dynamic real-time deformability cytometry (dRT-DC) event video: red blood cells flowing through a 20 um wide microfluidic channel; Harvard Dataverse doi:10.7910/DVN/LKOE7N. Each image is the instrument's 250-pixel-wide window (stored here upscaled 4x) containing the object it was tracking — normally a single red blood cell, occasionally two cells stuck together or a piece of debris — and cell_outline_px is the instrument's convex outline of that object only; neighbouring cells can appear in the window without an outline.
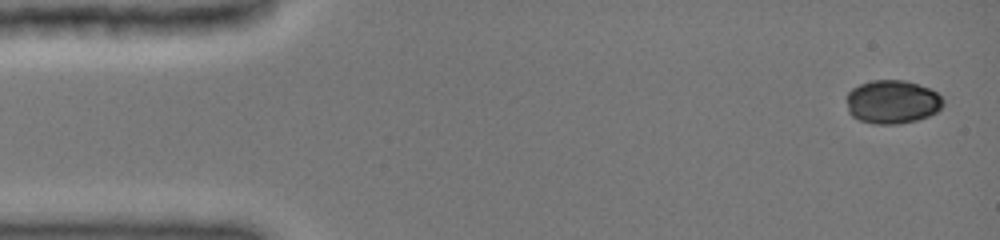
{"species": "common noctule bat (a hibernating species)", "species_latin": "Nyctalus noctula", "temperature_condition": "cold", "stored_images_in_passage": 8, "camera_frame_rate_fps": 3000, "um_per_image_px": 0.085, "animal": {"sex": "female", "body_mass_g": 19.0, "forearm_length_mm": 51.5}, "frame": {"image": 1, "passage_image": 1, "time_ms": 0.0, "image_size_px": [1000, 240], "cell_outline_px": [[944, 104], [936, 112], [928, 116], [916, 120], [900, 124], [876, 124], [860, 120], [852, 116], [848, 112], [848, 92], [852, 88], [860, 84], [872, 80], [904, 80], [928, 88], [936, 92], [944, 100]], "centroid_in_image_um": [75.84, 8.66], "position_along_channel_um": 9.2, "area_um2": 24.39}}
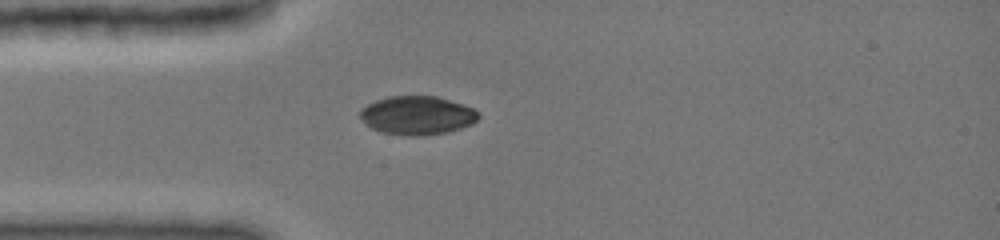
{"frame": {"image": 2, "passage_image": 6, "time_ms": 3.667, "image_size_px": [1000, 240], "cell_outline_px": [[480, 116], [472, 124], [460, 128], [444, 132], [416, 136], [408, 136], [384, 132], [372, 128], [360, 116], [360, 112], [368, 104], [376, 100], [388, 96], [436, 96], [472, 108]], "centroid_in_image_um": [35.46, 9.8], "position_along_channel_um": 49.5, "area_um2": 26.01}}
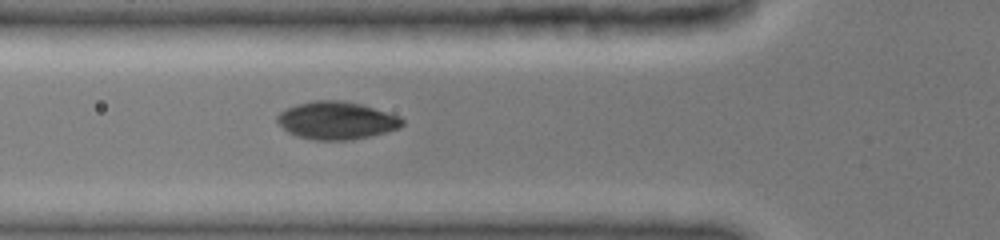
{"frame": {"image": 3, "passage_image": 8, "time_ms": 5.0, "image_size_px": [1000, 240], "cell_outline_px": [[404, 124], [400, 128], [372, 136], [352, 140], [316, 140], [296, 136], [288, 132], [276, 120], [276, 116], [280, 112], [288, 108], [300, 104], [316, 100], [340, 100], [360, 104], [400, 116], [404, 120]], "centroid_in_image_um": [28.64, 10.25], "position_along_channel_um": 97.2, "area_um2": 27.4}}